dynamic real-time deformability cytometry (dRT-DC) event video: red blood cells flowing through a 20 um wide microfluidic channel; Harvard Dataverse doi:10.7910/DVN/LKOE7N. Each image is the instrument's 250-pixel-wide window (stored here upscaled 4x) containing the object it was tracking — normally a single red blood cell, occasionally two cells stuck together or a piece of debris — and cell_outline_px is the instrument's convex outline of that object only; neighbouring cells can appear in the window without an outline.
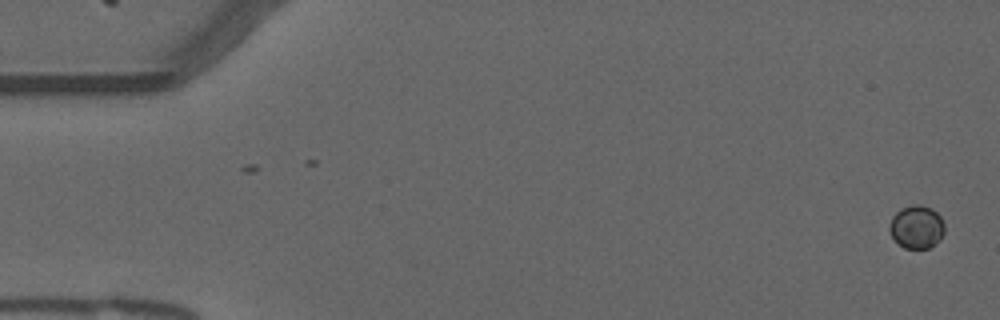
{"species": "common noctule bat (a hibernating species)", "species_latin": "Nyctalus noctula", "temperature_condition": "warm", "stored_images_in_passage": 48, "camera_frame_rate_fps": 3000, "um_per_image_px": 0.085, "animal": {"sex": "male", "forearm_length_mm": 52.5}, "frame": {"image": 1, "passage_image": 1, "time_ms": 0.0, "image_size_px": [1000, 320], "cell_outline_px": [[944, 232], [940, 240], [928, 248], [904, 248], [892, 236], [888, 228], [892, 216], [900, 208], [912, 204], [920, 204], [932, 208], [940, 216], [944, 224]], "centroid_in_image_um": [77.91, 19.26], "position_along_channel_um": 7.1, "area_um2": 13.87}}
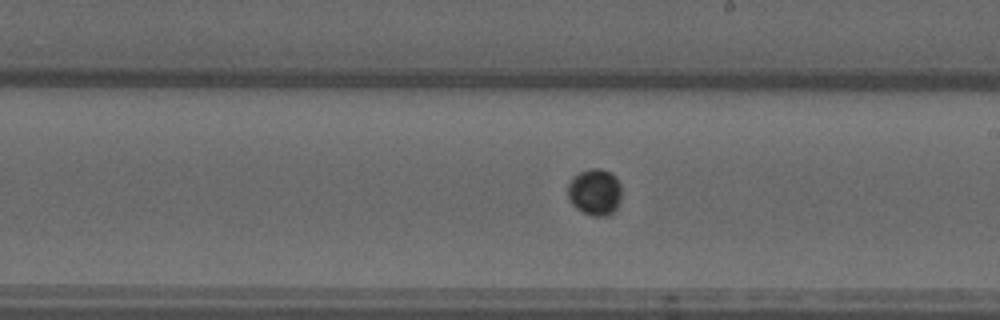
{"frame": {"image": 2, "passage_image": 31, "time_ms": 10.0, "image_size_px": [1000, 320], "cell_outline_px": [[620, 200], [616, 208], [608, 216], [592, 216], [576, 208], [568, 200], [568, 184], [572, 176], [580, 172], [592, 168], [600, 168], [612, 172], [616, 176], [620, 184]], "centroid_in_image_um": [50.55, 16.31], "position_along_channel_um": 238.4, "area_um2": 14.74}}
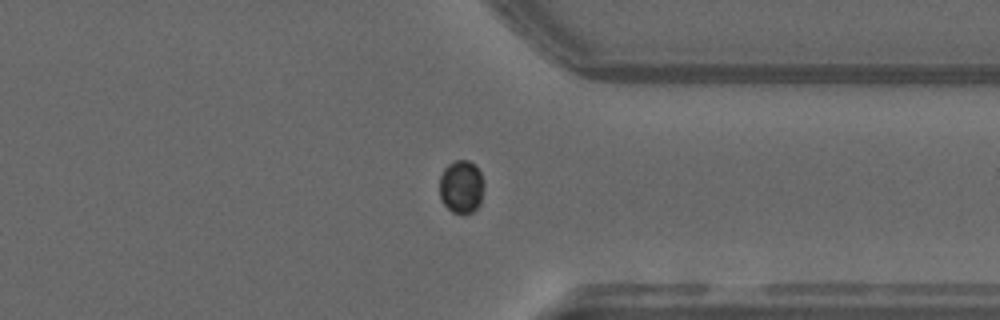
{"frame": {"image": 3, "passage_image": 42, "time_ms": 13.667, "image_size_px": [1000, 320], "cell_outline_px": [[484, 184], [480, 204], [472, 212], [464, 216], [452, 212], [440, 200], [440, 176], [444, 168], [448, 164], [456, 160], [468, 160], [476, 164], [484, 180]], "centroid_in_image_um": [39.22, 15.89], "position_along_channel_um": 372.2, "area_um2": 14.1}}